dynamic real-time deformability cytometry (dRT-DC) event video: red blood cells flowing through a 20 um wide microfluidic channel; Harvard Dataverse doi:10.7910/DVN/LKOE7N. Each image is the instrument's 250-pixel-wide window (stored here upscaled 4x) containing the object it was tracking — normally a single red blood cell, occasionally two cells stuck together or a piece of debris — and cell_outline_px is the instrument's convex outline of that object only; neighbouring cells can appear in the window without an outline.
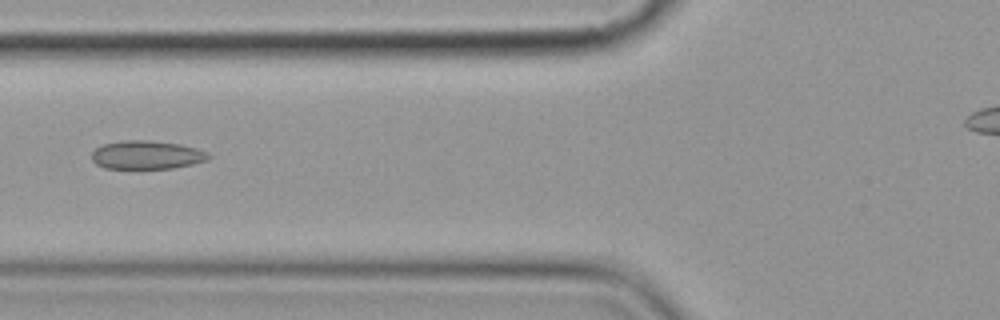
{"species": "common noctule bat (a hibernating species)", "species_latin": "Nyctalus noctula", "temperature_condition": "cold", "stored_images_in_passage": 8, "camera_frame_rate_fps": 3000, "um_per_image_px": 0.085, "animal": {"sex": "female", "body_mass_g": 19.9}, "frame": {"image": 1, "passage_image": 6, "time_ms": 7.0, "image_size_px": [1000, 320], "cell_outline_px": [[212, 156], [208, 160], [192, 164], [172, 168], [104, 168], [96, 164], [92, 160], [92, 152], [96, 148], [104, 144], [120, 140], [148, 140], [180, 144], [196, 148], [208, 152]], "centroid_in_image_um": [12.48, 13.16], "position_along_channel_um": 113.3, "area_um2": 19.42}}
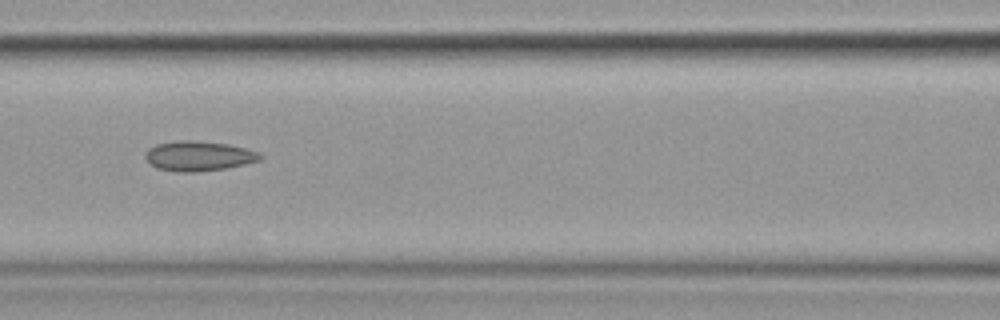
{"frame": {"image": 2, "passage_image": 7, "time_ms": 8.0, "image_size_px": [1000, 320], "cell_outline_px": [[264, 156], [260, 160], [244, 164], [224, 168], [196, 172], [180, 172], [156, 168], [144, 156], [148, 148], [156, 144], [180, 140], [192, 140], [228, 144], [260, 152]], "centroid_in_image_um": [16.89, 13.25], "position_along_channel_um": 149.7, "area_um2": 19.88}}
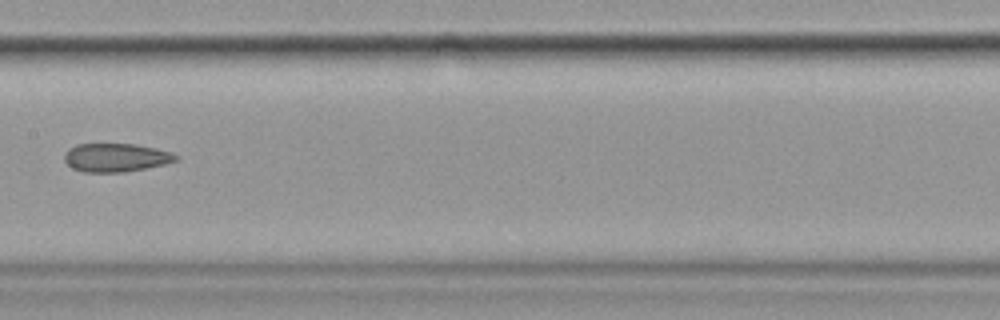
{"frame": {"image": 3, "passage_image": 8, "time_ms": 9.333, "image_size_px": [1000, 320], "cell_outline_px": [[180, 160], [164, 164], [124, 172], [84, 172], [72, 168], [64, 160], [64, 152], [68, 148], [76, 144], [136, 144], [156, 148], [172, 152], [180, 156]], "centroid_in_image_um": [9.86, 13.38], "position_along_channel_um": 197.5, "area_um2": 18.67}}